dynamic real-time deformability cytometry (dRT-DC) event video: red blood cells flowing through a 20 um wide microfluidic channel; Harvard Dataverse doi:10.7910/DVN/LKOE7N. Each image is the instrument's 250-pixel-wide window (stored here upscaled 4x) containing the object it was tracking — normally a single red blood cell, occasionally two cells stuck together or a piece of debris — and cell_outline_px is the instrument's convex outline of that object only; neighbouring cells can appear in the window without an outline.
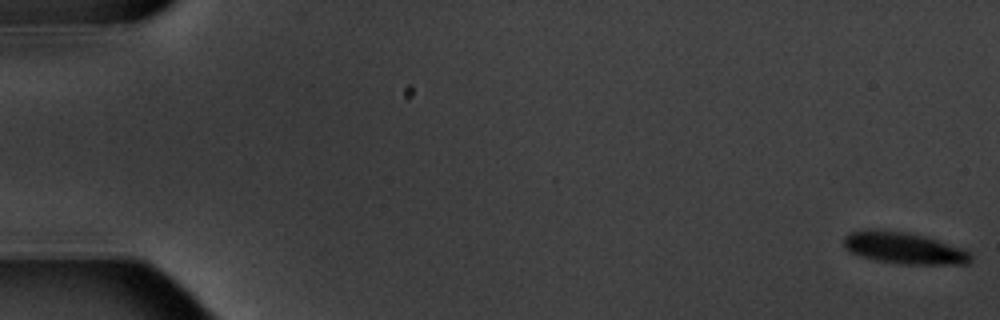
{"species": "common noctule bat (a hibernating species)", "species_latin": "Nyctalus noctula", "temperature_condition": "warm", "stored_images_in_passage": 6, "camera_frame_rate_fps": 3000, "um_per_image_px": 0.085, "animal": {"sex": "male", "body_mass_g": 20.1, "forearm_length_mm": 53.5}, "frame": {"image": 1, "passage_image": 1, "time_ms": 0.0, "image_size_px": [1000, 320], "cell_outline_px": [[972, 260], [968, 264], [900, 264], [872, 260], [848, 252], [844, 248], [844, 236], [852, 232], [904, 232], [924, 236], [960, 248], [968, 252], [972, 256]], "centroid_in_image_um": [76.84, 21.14], "position_along_channel_um": 8.2, "area_um2": 22.66}}
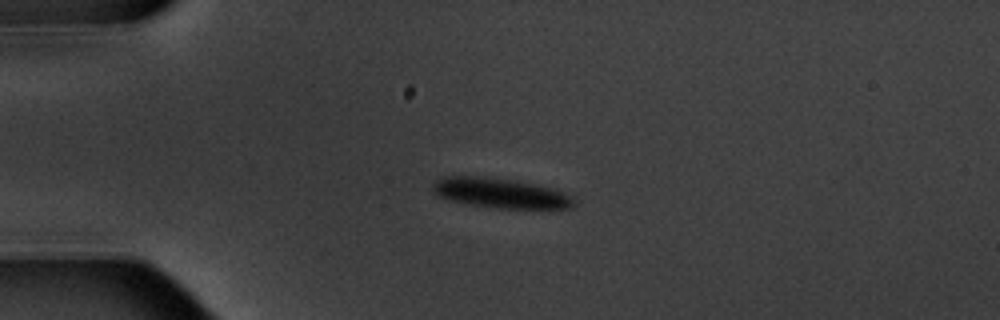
{"frame": {"image": 2, "passage_image": 5, "time_ms": 4.667, "image_size_px": [1000, 320], "cell_outline_px": [[576, 204], [572, 208], [496, 208], [468, 204], [436, 196], [432, 188], [432, 184], [436, 180], [444, 176], [472, 176], [508, 180], [532, 184], [548, 188], [560, 192], [568, 196]], "centroid_in_image_um": [42.43, 16.42], "position_along_channel_um": 42.6, "area_um2": 23.87}}